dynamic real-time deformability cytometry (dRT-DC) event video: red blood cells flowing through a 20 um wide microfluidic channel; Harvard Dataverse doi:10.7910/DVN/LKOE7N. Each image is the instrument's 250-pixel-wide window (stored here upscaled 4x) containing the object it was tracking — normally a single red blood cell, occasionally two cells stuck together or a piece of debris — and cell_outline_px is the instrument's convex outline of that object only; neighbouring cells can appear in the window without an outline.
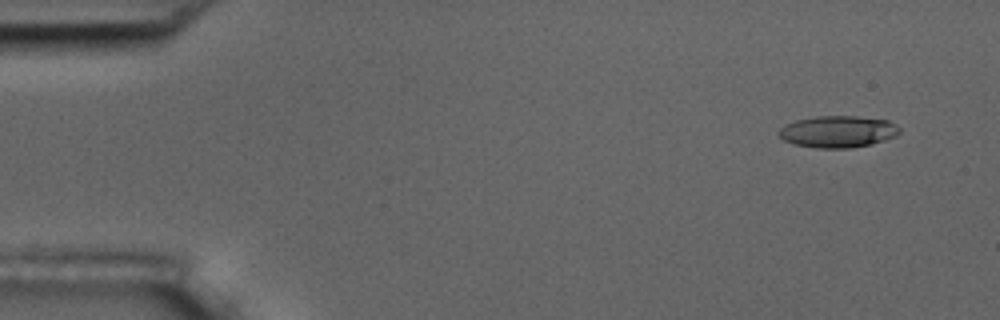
{"species": "common noctule bat (a hibernating species)", "species_latin": "Nyctalus noctula", "temperature_condition": "room temperature", "stored_images_in_passage": 6, "camera_frame_rate_fps": 3000, "um_per_image_px": 0.085, "animal": {"sex": "male", "body_mass_g": 17.5, "forearm_length_mm": 52.3}, "frame": {"image": 1, "passage_image": 1, "time_ms": 0.0, "image_size_px": [1000, 320], "cell_outline_px": [[900, 132], [896, 136], [872, 144], [852, 148], [816, 148], [796, 144], [784, 140], [776, 132], [784, 124], [796, 120], [816, 116], [856, 116], [888, 120], [896, 124], [900, 128]], "centroid_in_image_um": [71.23, 11.18], "position_along_channel_um": 13.8, "area_um2": 22.48}}
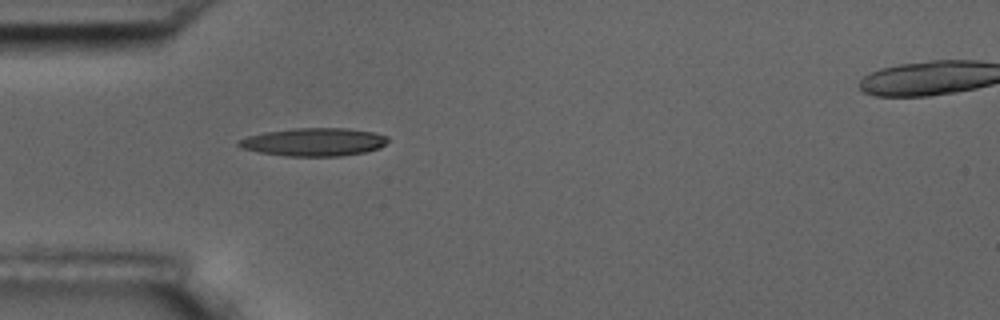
{"frame": {"image": 2, "passage_image": 5, "time_ms": 4.333, "image_size_px": [1000, 320], "cell_outline_px": [[388, 140], [380, 148], [364, 152], [340, 156], [284, 156], [260, 152], [240, 148], [236, 144], [240, 140], [248, 136], [264, 132], [296, 128], [348, 128], [372, 132], [388, 136]], "centroid_in_image_um": [26.67, 12.07], "position_along_channel_um": 58.3, "area_um2": 24.33}}